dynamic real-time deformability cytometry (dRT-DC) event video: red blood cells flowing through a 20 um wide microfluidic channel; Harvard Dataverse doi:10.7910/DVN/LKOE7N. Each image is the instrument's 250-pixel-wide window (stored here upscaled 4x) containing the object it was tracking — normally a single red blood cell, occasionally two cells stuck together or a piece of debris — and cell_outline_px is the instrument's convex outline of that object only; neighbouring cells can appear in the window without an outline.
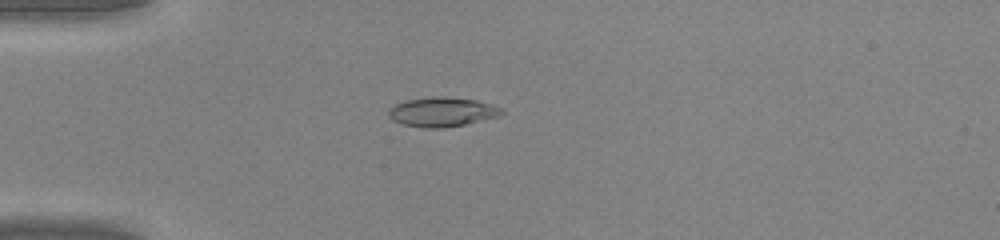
{"species": "common noctule bat (a hibernating species)", "species_latin": "Nyctalus noctula", "temperature_condition": "warm", "stored_images_in_passage": 39, "camera_frame_rate_fps": 3000, "um_per_image_px": 0.085, "animal": {"sex": "male", "body_mass_g": 20.0, "forearm_length_mm": 53.3}, "frame": {"image": 1, "passage_image": 6, "time_ms": 1.667, "image_size_px": [1000, 240], "cell_outline_px": [[504, 112], [500, 116], [464, 124], [444, 128], [424, 128], [404, 124], [392, 120], [388, 116], [388, 108], [404, 100], [436, 96], [444, 96], [476, 100], [492, 104], [500, 108]], "centroid_in_image_um": [37.56, 9.51], "position_along_channel_um": 47.4, "area_um2": 19.42}}
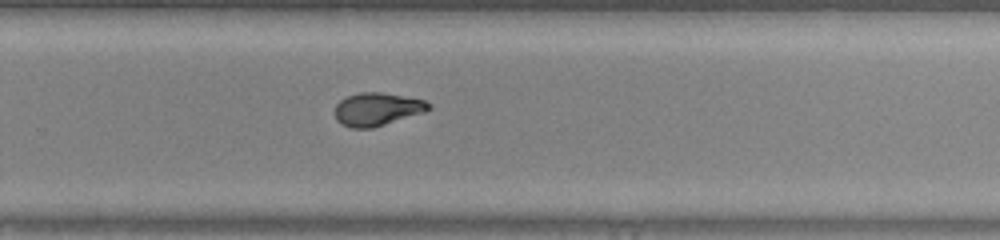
{"frame": {"image": 2, "passage_image": 24, "time_ms": 7.667, "image_size_px": [1000, 240], "cell_outline_px": [[432, 108], [424, 112], [372, 128], [352, 128], [340, 124], [336, 120], [332, 112], [336, 104], [340, 100], [348, 96], [360, 92], [384, 92], [424, 100], [432, 104]], "centroid_in_image_um": [32.02, 9.28], "position_along_channel_um": 297.8, "area_um2": 18.26}}
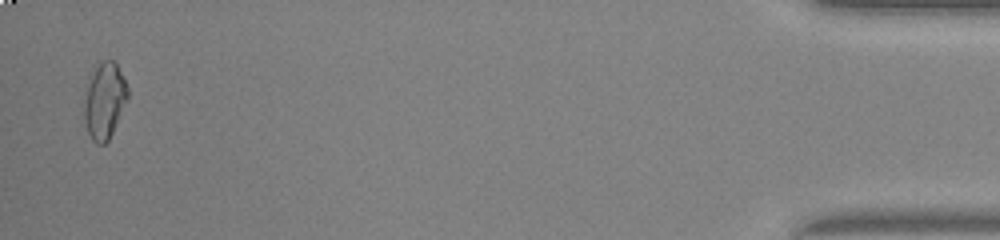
{"frame": {"image": 3, "passage_image": 38, "time_ms": 12.333, "image_size_px": [1000, 240], "cell_outline_px": [[128, 96], [112, 132], [108, 140], [104, 144], [96, 144], [92, 140], [88, 132], [84, 120], [84, 84], [96, 68], [104, 60], [112, 60], [116, 64], [124, 76], [128, 88]], "centroid_in_image_um": [8.85, 8.55], "position_along_channel_um": 426.4, "area_um2": 19.25}}